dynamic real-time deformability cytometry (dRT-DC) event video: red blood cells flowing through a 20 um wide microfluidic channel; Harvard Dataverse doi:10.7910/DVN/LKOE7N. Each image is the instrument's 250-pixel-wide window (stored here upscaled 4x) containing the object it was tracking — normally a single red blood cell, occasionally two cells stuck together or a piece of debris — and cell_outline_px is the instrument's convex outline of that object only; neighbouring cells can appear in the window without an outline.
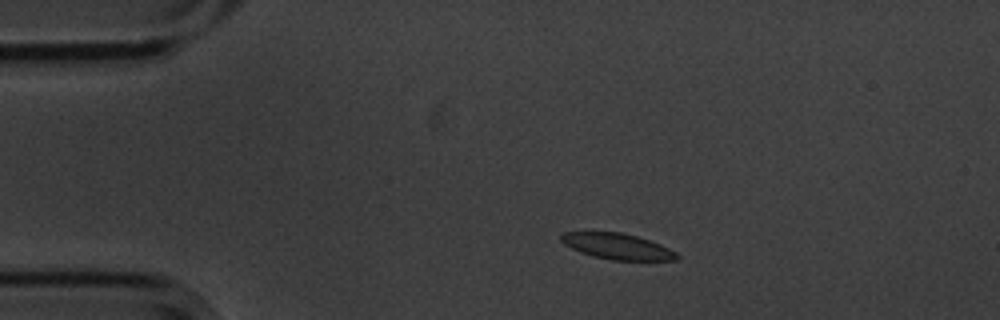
{"species": "common noctule bat (a hibernating species)", "species_latin": "Nyctalus noctula", "temperature_condition": "cold", "stored_images_in_passage": 46, "camera_frame_rate_fps": 3000, "um_per_image_px": 0.085, "animal": {"sex": "male", "body_mass_g": 20.1, "forearm_length_mm": 53.5}, "frame": {"image": 1, "passage_image": 1, "time_ms": 0.0, "image_size_px": [1000, 320], "cell_outline_px": [[680, 256], [676, 260], [612, 260], [592, 256], [580, 252], [564, 244], [560, 240], [560, 236], [564, 232], [620, 232], [636, 236], [660, 244], [676, 252]], "centroid_in_image_um": [52.46, 20.94], "position_along_channel_um": 32.5, "area_um2": 17.34}}
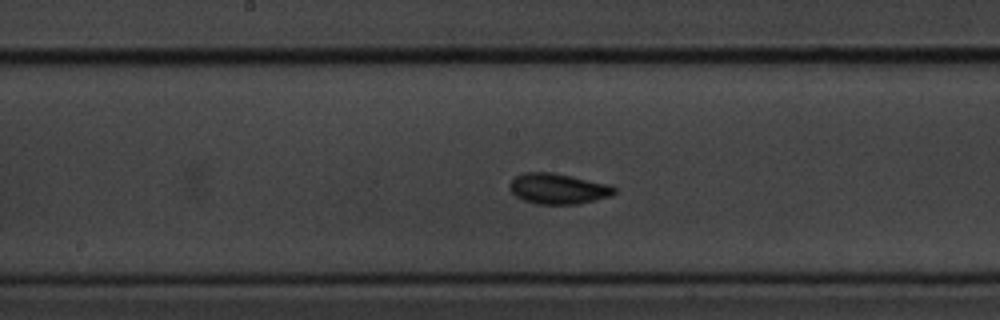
{"frame": {"image": 2, "passage_image": 19, "time_ms": 6.0, "image_size_px": [1000, 320], "cell_outline_px": [[616, 192], [612, 196], [580, 204], [536, 204], [524, 200], [516, 196], [508, 188], [508, 184], [516, 176], [524, 172], [552, 172], [572, 176], [608, 184], [616, 188]], "centroid_in_image_um": [47.44, 16.04], "position_along_channel_um": 200.8, "area_um2": 18.79}}
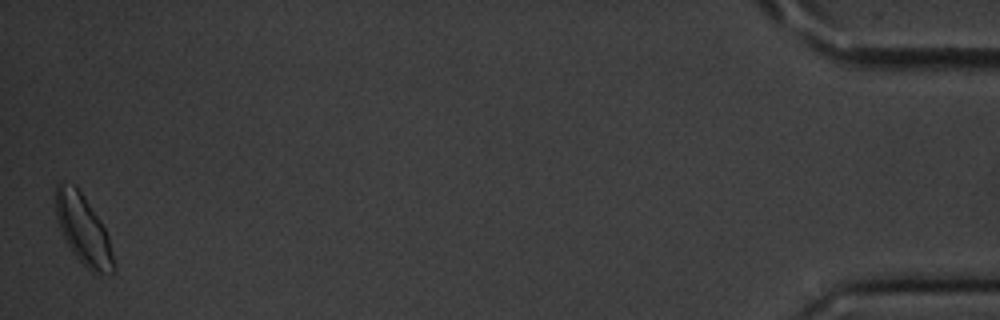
{"frame": {"image": 3, "passage_image": 46, "time_ms": 15.0, "image_size_px": [1000, 320], "cell_outline_px": [[116, 272], [100, 276], [92, 272], [72, 252], [64, 240], [56, 216], [56, 184], [60, 180], [76, 184], [100, 220], [108, 236], [116, 268]], "centroid_in_image_um": [7.08, 19.52], "position_along_channel_um": 428.1, "area_um2": 23.7}, "authors_computed_cell_mechanics": {"area_um2": 17.8602, "velocity_mm_per_s": 3.5264, "shape_relaxation_time_tau1_ms": 1.8865, "shape_relaxation_time_tau2_ms": 7.0897, "deformation_change_tau1": 0.0932, "deformation_change_tau2": 0.072}}